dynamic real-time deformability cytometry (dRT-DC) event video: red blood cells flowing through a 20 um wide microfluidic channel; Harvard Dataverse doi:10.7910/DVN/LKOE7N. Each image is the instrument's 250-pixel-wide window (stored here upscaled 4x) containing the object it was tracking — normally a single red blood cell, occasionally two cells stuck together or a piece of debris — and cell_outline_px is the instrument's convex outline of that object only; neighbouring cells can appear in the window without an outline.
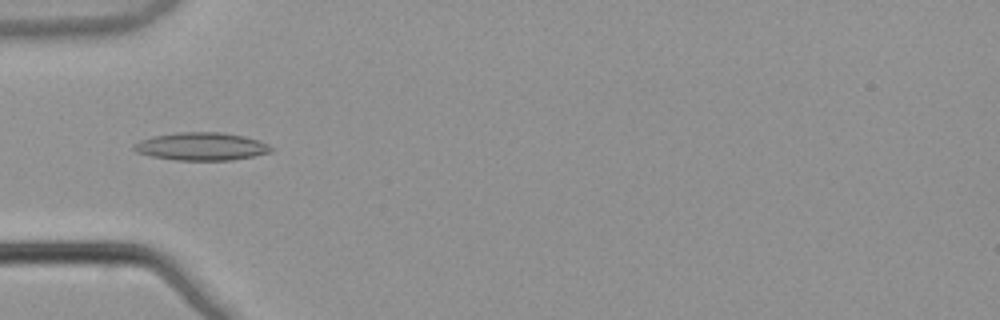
{"species": "common noctule bat (a hibernating species)", "species_latin": "Nyctalus noctula", "temperature_condition": "warm", "stored_images_in_passage": 6, "camera_frame_rate_fps": 3000, "um_per_image_px": 0.085, "animal": {"sex": "male", "body_mass_g": 21.5, "forearm_length_mm": 52.0}, "frame": {"image": 1, "passage_image": 4, "time_ms": 1.0, "image_size_px": [1000, 320], "cell_outline_px": [[272, 152], [232, 160], [176, 160], [152, 156], [136, 152], [132, 148], [132, 144], [140, 140], [156, 136], [176, 132], [220, 132], [244, 136], [268, 144], [272, 148]], "centroid_in_image_um": [17.09, 12.45], "position_along_channel_um": 67.9, "area_um2": 22.14}}
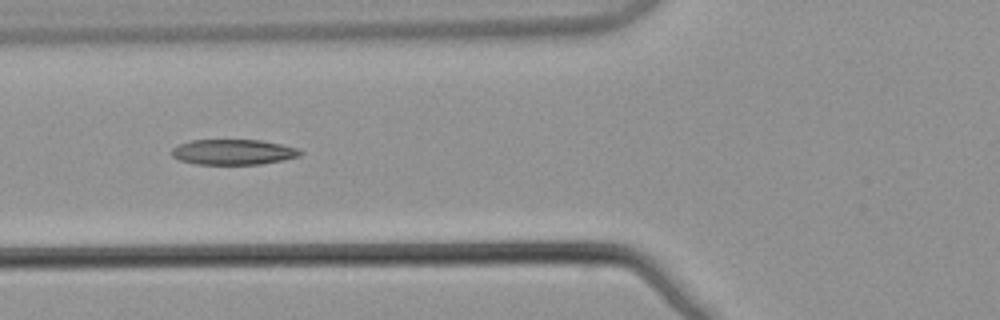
{"frame": {"image": 2, "passage_image": 5, "time_ms": 1.333, "image_size_px": [1000, 320], "cell_outline_px": [[304, 152], [300, 156], [284, 160], [260, 164], [196, 164], [180, 160], [172, 156], [172, 148], [180, 144], [192, 140], [260, 140], [280, 144], [296, 148]], "centroid_in_image_um": [19.84, 12.92], "position_along_channel_um": 106.0, "area_um2": 18.9}}
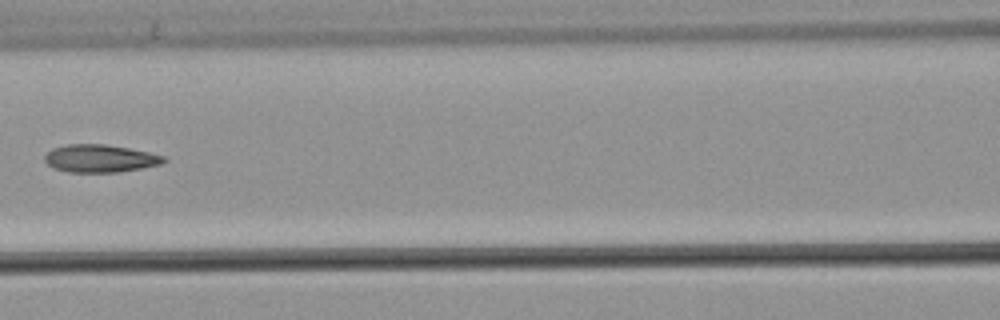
{"frame": {"image": 3, "passage_image": 6, "time_ms": 1.667, "image_size_px": [1000, 320], "cell_outline_px": [[168, 160], [160, 164], [140, 168], [116, 172], [68, 172], [56, 168], [48, 164], [44, 160], [44, 156], [52, 148], [68, 144], [104, 144], [128, 148], [148, 152], [164, 156]], "centroid_in_image_um": [8.49, 13.46], "position_along_channel_um": 158.1, "area_um2": 19.02}}